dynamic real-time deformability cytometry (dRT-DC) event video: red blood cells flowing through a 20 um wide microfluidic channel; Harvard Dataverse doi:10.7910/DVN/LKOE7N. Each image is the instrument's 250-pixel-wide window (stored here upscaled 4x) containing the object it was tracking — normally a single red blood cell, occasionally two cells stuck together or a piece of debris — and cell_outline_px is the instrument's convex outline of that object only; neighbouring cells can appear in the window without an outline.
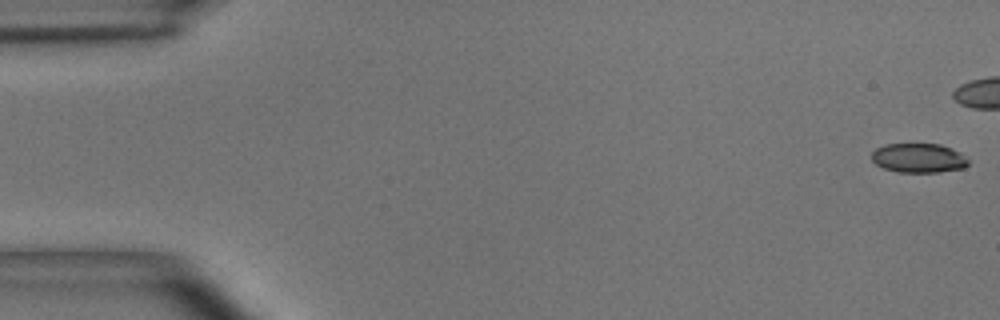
{"species": "common noctule bat (a hibernating species)", "species_latin": "Nyctalus noctula", "temperature_condition": "room temperature", "stored_images_in_passage": 44, "camera_frame_rate_fps": 3000, "um_per_image_px": 0.085, "animal": {"sex": "male", "body_mass_g": 15.6}, "frame": {"image": 1, "passage_image": 1, "time_ms": 0.0, "image_size_px": [1000, 320], "cell_outline_px": [[968, 164], [964, 168], [940, 172], [896, 172], [884, 168], [876, 164], [872, 160], [872, 152], [876, 148], [884, 144], [940, 144], [952, 148], [960, 152], [968, 160]], "centroid_in_image_um": [78.08, 13.43], "position_along_channel_um": 6.9, "area_um2": 16.59}}
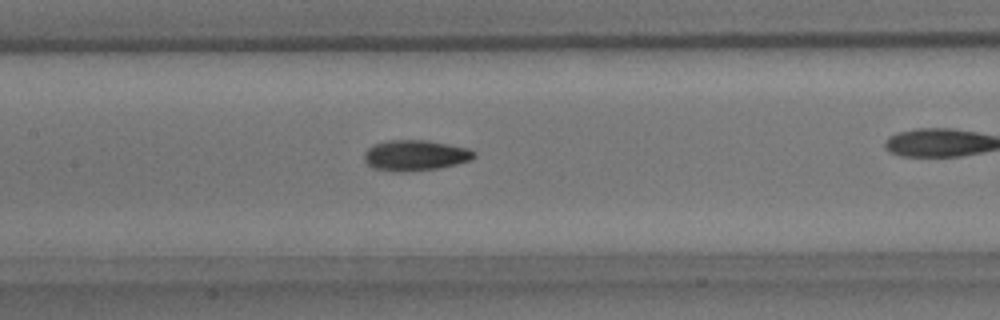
{"frame": {"image": 2, "passage_image": 26, "time_ms": 8.333, "image_size_px": [1000, 320], "cell_outline_px": [[476, 156], [472, 160], [440, 168], [400, 172], [396, 172], [372, 168], [364, 160], [364, 152], [372, 144], [388, 140], [428, 140], [468, 148], [476, 152]], "centroid_in_image_um": [35.29, 13.2], "position_along_channel_um": 172.1, "area_um2": 19.83}}